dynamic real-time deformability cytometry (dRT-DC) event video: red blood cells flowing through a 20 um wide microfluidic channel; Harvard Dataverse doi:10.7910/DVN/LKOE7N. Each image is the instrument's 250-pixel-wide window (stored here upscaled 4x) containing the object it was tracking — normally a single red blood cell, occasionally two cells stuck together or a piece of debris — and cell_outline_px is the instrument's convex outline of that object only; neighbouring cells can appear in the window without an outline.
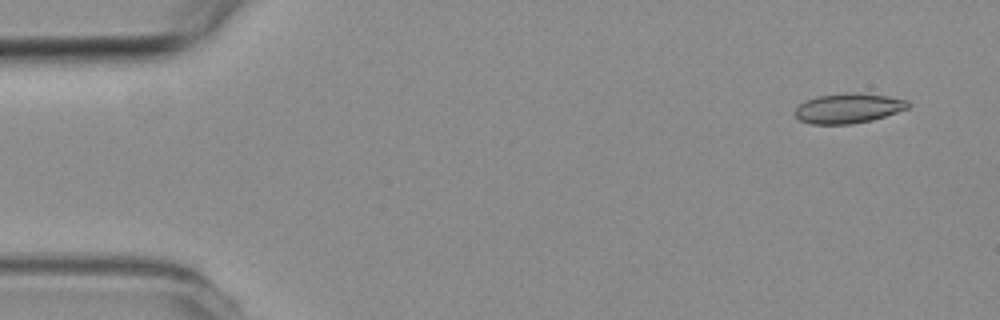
{"species": "common noctule bat (a hibernating species)", "species_latin": "Nyctalus noctula", "temperature_condition": "room temperature", "stored_images_in_passage": 3, "camera_frame_rate_fps": 3000, "um_per_image_px": 0.085, "animal": {"sex": "female", "body_mass_g": 19.3, "forearm_length_mm": 54.1}, "frame": {"image": 1, "passage_image": 1, "time_ms": 0.0, "image_size_px": [1000, 320], "cell_outline_px": [[908, 108], [872, 120], [852, 124], [812, 124], [800, 120], [792, 112], [804, 100], [816, 96], [844, 92], [856, 92], [888, 96], [908, 100]], "centroid_in_image_um": [72.06, 9.19], "position_along_channel_um": 12.9, "area_um2": 19.83}}
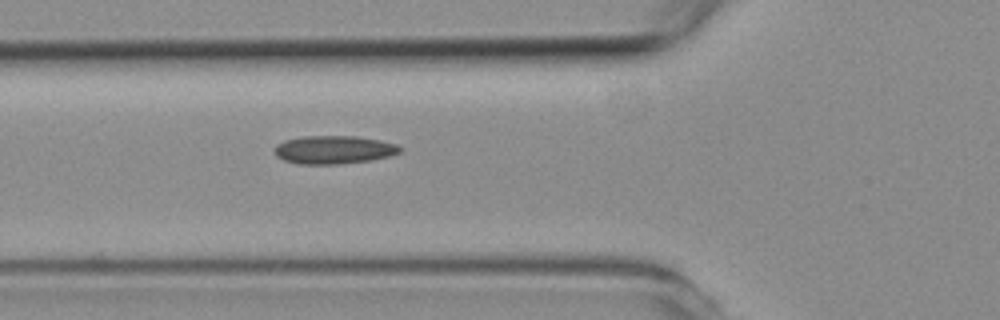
{"frame": {"image": 2, "passage_image": 3, "time_ms": 5.0, "image_size_px": [1000, 320], "cell_outline_px": [[400, 152], [388, 156], [368, 160], [340, 164], [300, 164], [284, 160], [276, 156], [276, 144], [284, 140], [304, 136], [356, 136], [380, 140], [396, 144], [400, 148]], "centroid_in_image_um": [28.35, 12.72], "position_along_channel_um": 97.5, "area_um2": 20.4}}